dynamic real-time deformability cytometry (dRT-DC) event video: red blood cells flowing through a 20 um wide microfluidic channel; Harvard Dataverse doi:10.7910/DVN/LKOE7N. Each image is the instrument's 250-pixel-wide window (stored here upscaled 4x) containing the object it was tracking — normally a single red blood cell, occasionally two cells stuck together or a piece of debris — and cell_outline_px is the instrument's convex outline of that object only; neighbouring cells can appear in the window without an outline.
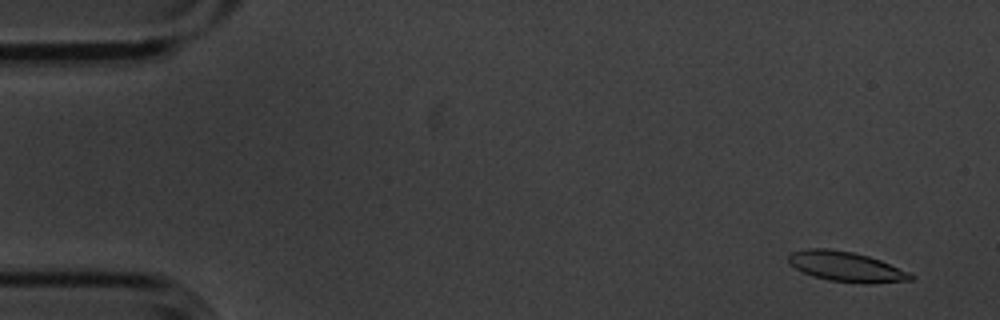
{"species": "common noctule bat (a hibernating species)", "species_latin": "Nyctalus noctula", "temperature_condition": "cold", "stored_images_in_passage": 4, "camera_frame_rate_fps": 3000, "um_per_image_px": 0.085, "animal": {"sex": "male", "body_mass_g": 20.1, "forearm_length_mm": 53.5}, "frame": {"image": 1, "passage_image": 1, "time_ms": 0.0, "image_size_px": [1000, 320], "cell_outline_px": [[916, 280], [872, 284], [864, 284], [828, 280], [812, 276], [788, 264], [788, 256], [792, 252], [808, 248], [828, 248], [852, 252], [868, 256], [880, 260], [908, 272], [916, 276]], "centroid_in_image_um": [71.95, 22.68], "position_along_channel_um": 13.1, "area_um2": 21.56}}
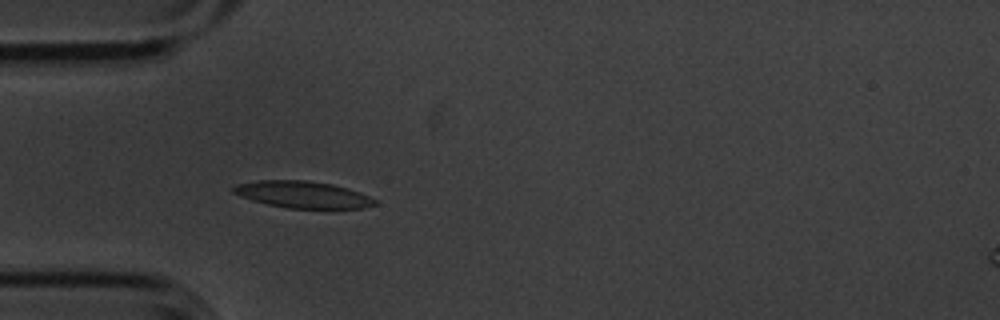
{"frame": {"image": 2, "passage_image": 4, "time_ms": 1.0, "image_size_px": [1000, 320], "cell_outline_px": [[376, 204], [364, 208], [288, 208], [268, 204], [252, 200], [240, 196], [232, 192], [232, 188], [236, 184], [256, 180], [308, 180], [332, 184], [348, 188], [360, 192], [376, 200]], "centroid_in_image_um": [25.72, 16.53], "position_along_channel_um": 59.3, "area_um2": 22.08}}